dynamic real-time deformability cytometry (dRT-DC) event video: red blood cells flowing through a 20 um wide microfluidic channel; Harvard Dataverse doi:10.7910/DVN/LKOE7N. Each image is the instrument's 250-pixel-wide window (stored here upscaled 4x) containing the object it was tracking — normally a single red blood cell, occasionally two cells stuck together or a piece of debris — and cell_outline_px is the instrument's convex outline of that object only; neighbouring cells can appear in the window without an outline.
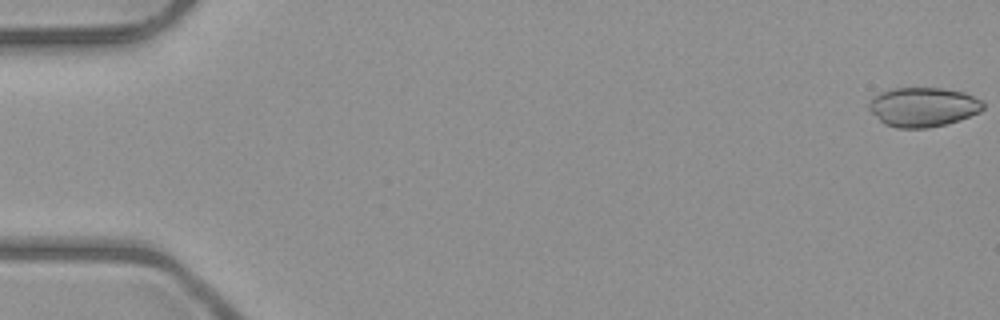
{"species": "common noctule bat (a hibernating species)", "species_latin": "Nyctalus noctula", "temperature_condition": "room temperature", "stored_images_in_passage": 3, "camera_frame_rate_fps": 3000, "um_per_image_px": 0.085, "animal": {"sex": "male", "body_mass_g": 23.1, "forearm_length_mm": 52.7}, "frame": {"image": 1, "passage_image": 1, "time_ms": 0.0, "image_size_px": [1000, 320], "cell_outline_px": [[984, 108], [980, 112], [960, 120], [928, 128], [896, 128], [884, 124], [868, 108], [868, 104], [872, 96], [880, 92], [892, 88], [940, 88], [964, 92], [980, 100], [984, 104]], "centroid_in_image_um": [78.44, 9.09], "position_along_channel_um": 6.6, "area_um2": 26.24}}